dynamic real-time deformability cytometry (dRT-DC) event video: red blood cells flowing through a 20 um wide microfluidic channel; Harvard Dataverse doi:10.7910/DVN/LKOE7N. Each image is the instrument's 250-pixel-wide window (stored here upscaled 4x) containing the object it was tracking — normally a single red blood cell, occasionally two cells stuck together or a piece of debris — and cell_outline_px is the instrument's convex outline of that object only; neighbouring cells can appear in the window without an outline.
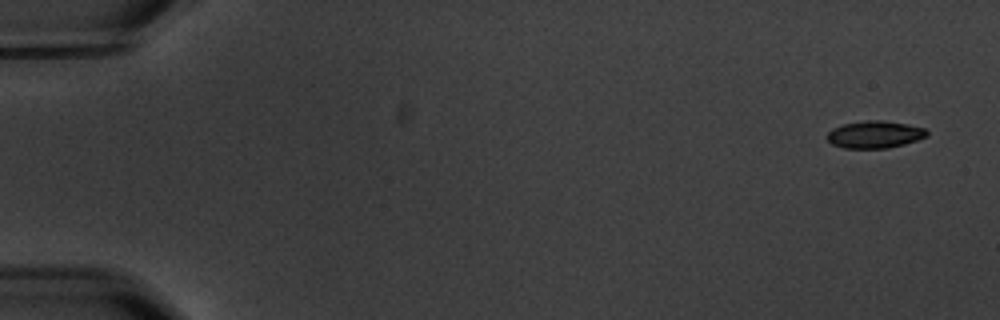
{"species": "common noctule bat (a hibernating species)", "species_latin": "Nyctalus noctula", "temperature_condition": "warm", "stored_images_in_passage": 6, "camera_frame_rate_fps": 3000, "um_per_image_px": 0.085, "animal": {"sex": "male", "body_mass_g": 20.1, "forearm_length_mm": 53.5}, "frame": {"image": 1, "passage_image": 1, "time_ms": 0.0, "image_size_px": [1000, 320], "cell_outline_px": [[928, 136], [904, 144], [888, 148], [844, 148], [832, 144], [828, 140], [828, 132], [832, 128], [844, 124], [864, 120], [880, 120], [908, 124], [928, 128]], "centroid_in_image_um": [74.39, 11.42], "position_along_channel_um": 10.6, "area_um2": 15.9}}
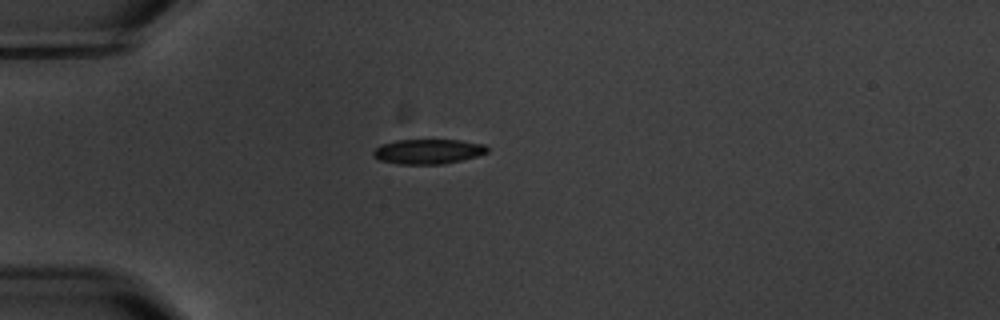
{"frame": {"image": 2, "passage_image": 5, "time_ms": 4.667, "image_size_px": [1000, 320], "cell_outline_px": [[488, 152], [476, 156], [444, 164], [400, 164], [380, 160], [372, 156], [372, 152], [380, 144], [396, 140], [460, 140], [484, 144], [488, 148]], "centroid_in_image_um": [36.36, 12.87], "position_along_channel_um": 48.6, "area_um2": 16.47}}